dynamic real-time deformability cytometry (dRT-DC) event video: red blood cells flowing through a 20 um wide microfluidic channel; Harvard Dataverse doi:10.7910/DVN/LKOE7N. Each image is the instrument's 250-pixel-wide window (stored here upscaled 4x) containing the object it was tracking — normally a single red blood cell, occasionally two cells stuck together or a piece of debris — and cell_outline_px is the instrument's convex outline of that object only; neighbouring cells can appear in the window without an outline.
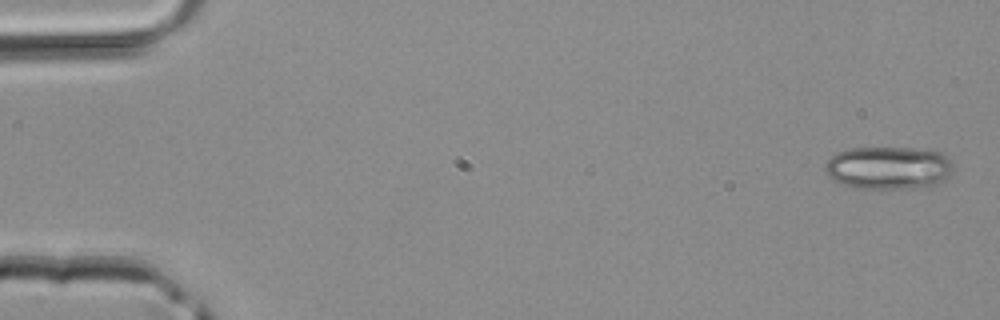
{"species": "common noctule bat (a hibernating species)", "species_latin": "Nyctalus noctula", "temperature_condition": "room temperature", "stored_images_in_passage": 4, "camera_frame_rate_fps": 3000, "um_per_image_px": 0.085, "animal": {"sex": "male", "body_mass_g": 20.4}, "frame": {"image": 1, "passage_image": 1, "time_ms": 0.0, "image_size_px": [1000, 320], "cell_outline_px": [[956, 168], [944, 180], [936, 184], [912, 188], [852, 188], [840, 184], [828, 176], [824, 168], [824, 164], [836, 152], [852, 148], [912, 148], [940, 152], [948, 156]], "centroid_in_image_um": [75.52, 14.26], "position_along_channel_um": 9.5, "area_um2": 32.25}}